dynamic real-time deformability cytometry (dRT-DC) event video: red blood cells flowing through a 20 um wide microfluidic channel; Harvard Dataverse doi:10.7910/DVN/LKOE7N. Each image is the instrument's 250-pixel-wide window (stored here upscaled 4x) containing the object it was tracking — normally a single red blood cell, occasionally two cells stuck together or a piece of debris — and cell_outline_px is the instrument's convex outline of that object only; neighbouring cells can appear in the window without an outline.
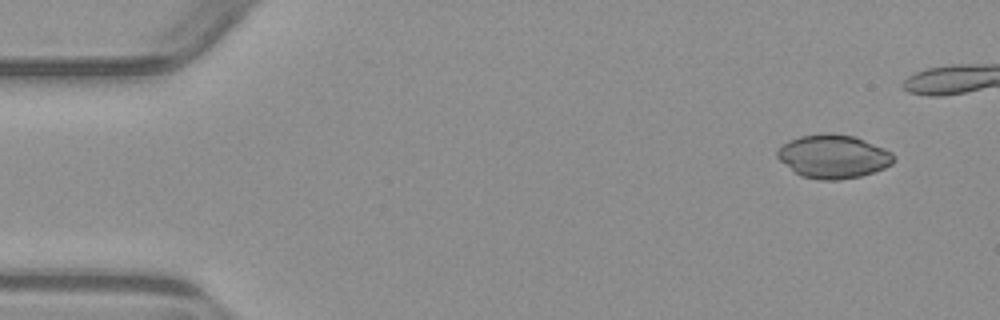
{"species": "common noctule bat (a hibernating species)", "species_latin": "Nyctalus noctula", "temperature_condition": "warm", "stored_images_in_passage": 5, "camera_frame_rate_fps": 3000, "um_per_image_px": 0.085, "animal": {"sex": "male", "body_mass_g": 23.1, "forearm_length_mm": 52.7}, "frame": {"image": 1, "passage_image": 1, "time_ms": 0.0, "image_size_px": [1000, 320], "cell_outline_px": [[896, 160], [892, 164], [884, 168], [860, 176], [840, 180], [820, 180], [800, 176], [780, 160], [776, 156], [776, 152], [788, 140], [800, 136], [828, 132], [852, 136], [884, 148], [892, 152], [896, 156]], "centroid_in_image_um": [70.84, 13.3], "position_along_channel_um": 14.2, "area_um2": 29.48}}